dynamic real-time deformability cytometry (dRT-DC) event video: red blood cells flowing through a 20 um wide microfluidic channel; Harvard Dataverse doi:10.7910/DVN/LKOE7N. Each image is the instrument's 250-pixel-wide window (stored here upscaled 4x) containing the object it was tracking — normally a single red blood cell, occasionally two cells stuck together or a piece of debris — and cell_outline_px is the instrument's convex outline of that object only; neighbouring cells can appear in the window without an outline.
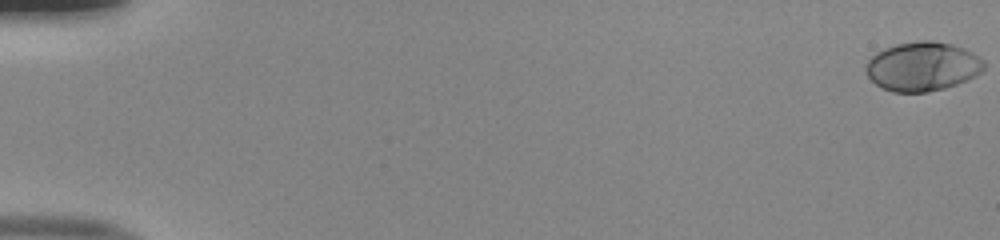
{"species": "human", "species_latin": "Homo sapiens", "temperature_condition": "room temperature", "stored_images_in_passage": 53, "camera_frame_rate_fps": 3000, "um_per_image_px": 0.085, "donor": {"sex": "male"}, "frame": {"image": 1, "passage_image": 1, "time_ms": 0.0, "image_size_px": [1000, 240], "cell_outline_px": [[984, 68], [980, 72], [968, 80], [944, 88], [928, 92], [892, 92], [876, 84], [868, 76], [864, 68], [868, 60], [876, 52], [884, 48], [896, 44], [916, 40], [932, 40], [952, 44], [964, 48], [972, 52], [984, 60]], "centroid_in_image_um": [78.4, 5.63], "position_along_channel_um": 6.6, "area_um2": 33.93}}
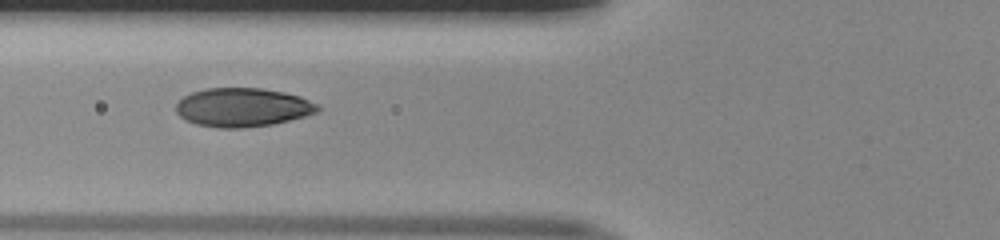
{"frame": {"image": 2, "passage_image": 22, "time_ms": 7.0, "image_size_px": [1000, 240], "cell_outline_px": [[320, 108], [316, 112], [304, 116], [272, 124], [244, 128], [216, 128], [196, 124], [184, 120], [176, 112], [176, 104], [184, 96], [192, 92], [204, 88], [260, 88], [284, 92], [300, 96], [320, 104]], "centroid_in_image_um": [20.61, 9.12], "position_along_channel_um": 105.2, "area_um2": 32.14}}
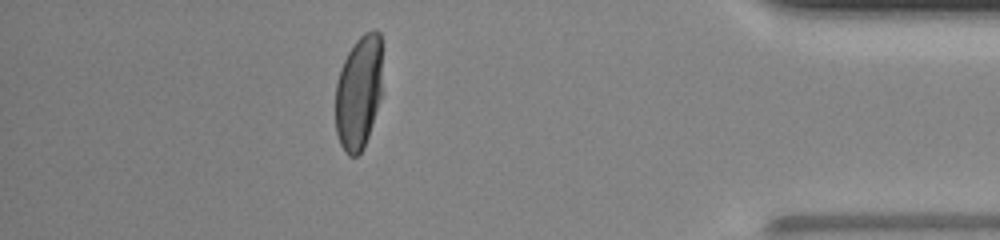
{"frame": {"image": 3, "passage_image": 47, "time_ms": 15.333, "image_size_px": [1000, 240], "cell_outline_px": [[384, 92], [364, 148], [356, 156], [348, 156], [344, 152], [340, 144], [336, 132], [336, 84], [340, 68], [348, 52], [356, 40], [364, 32], [380, 32]], "centroid_in_image_um": [30.53, 7.87], "position_along_channel_um": 404.7, "area_um2": 31.96}, "authors_computed_cell_mechanics": {"area_um2": 32.4258, "velocity_mm_per_s": 4.0246, "shape_relaxation_time_tau1_ms": 4.1964, "shape_relaxation_time_tau2_ms": null, "deformation_change_tau1": 0.2066, "deformation_change_tau2": null}}